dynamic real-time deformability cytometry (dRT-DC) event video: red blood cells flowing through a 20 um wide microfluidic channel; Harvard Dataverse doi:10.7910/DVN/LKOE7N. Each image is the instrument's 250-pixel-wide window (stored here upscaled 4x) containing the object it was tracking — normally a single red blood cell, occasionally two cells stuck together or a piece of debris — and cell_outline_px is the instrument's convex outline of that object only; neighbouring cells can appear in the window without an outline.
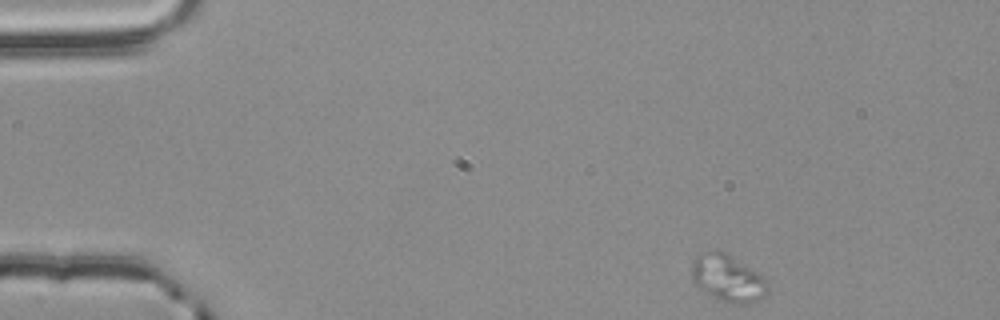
{"species": "common noctule bat (a hibernating species)", "species_latin": "Nyctalus noctula", "temperature_condition": "room temperature", "stored_images_in_passage": 12, "camera_frame_rate_fps": 3000, "um_per_image_px": 0.085, "animal": {"sex": "male", "body_mass_g": 20.4}, "frame": {"image": 1, "passage_image": 1, "time_ms": 0.0, "image_size_px": [1000, 320], "cell_outline_px": [[768, 292], [764, 296], [756, 300], [720, 300], [712, 296], [700, 288], [692, 280], [692, 260], [696, 256], [704, 252], [724, 252], [764, 276], [768, 288]], "centroid_in_image_um": [61.83, 23.6], "position_along_channel_um": 23.2, "area_um2": 19.71}}